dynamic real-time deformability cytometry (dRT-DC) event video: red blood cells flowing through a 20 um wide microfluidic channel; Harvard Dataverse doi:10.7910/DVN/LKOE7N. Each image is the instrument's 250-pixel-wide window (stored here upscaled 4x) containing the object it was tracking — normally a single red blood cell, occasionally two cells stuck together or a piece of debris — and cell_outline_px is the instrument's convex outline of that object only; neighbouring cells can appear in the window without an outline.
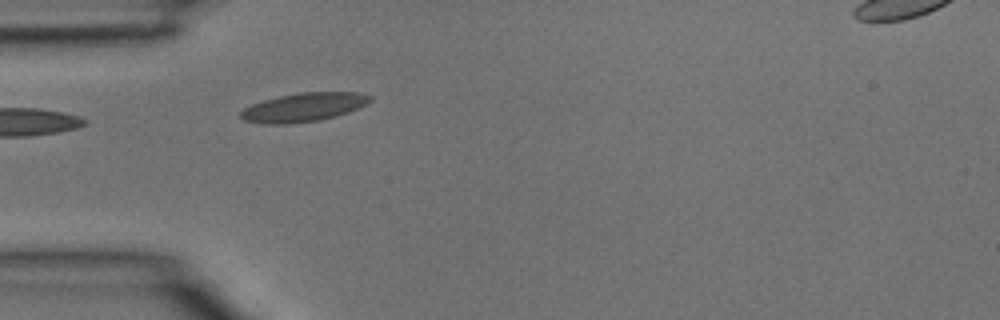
{"species": "common noctule bat (a hibernating species)", "species_latin": "Nyctalus noctula", "temperature_condition": "room temperature", "stored_images_in_passage": 3, "camera_frame_rate_fps": 3000, "um_per_image_px": 0.085, "animal": {"sex": "male", "body_mass_g": 15.6}, "frame": {"image": 1, "passage_image": 3, "time_ms": 0.667, "image_size_px": [1000, 320], "cell_outline_px": [[372, 100], [368, 104], [348, 112], [336, 116], [320, 120], [288, 124], [264, 124], [244, 120], [240, 116], [240, 112], [244, 108], [252, 104], [264, 100], [280, 96], [300, 92], [360, 92], [372, 96]], "centroid_in_image_um": [25.84, 9.11], "position_along_channel_um": 59.2, "area_um2": 21.73}}